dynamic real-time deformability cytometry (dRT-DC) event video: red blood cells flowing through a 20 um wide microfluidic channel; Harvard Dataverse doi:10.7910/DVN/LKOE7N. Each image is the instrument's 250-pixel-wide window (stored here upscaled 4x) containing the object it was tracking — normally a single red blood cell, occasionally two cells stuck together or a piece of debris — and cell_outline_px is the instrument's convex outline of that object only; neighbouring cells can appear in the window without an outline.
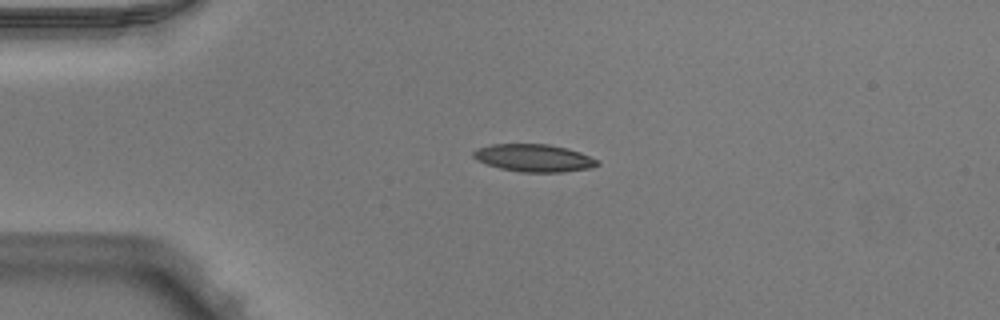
{"species": "Egyptian fruit bat (a non-hibernating species)", "species_latin": "Rousettus aegyptiacus", "temperature_condition": "warm", "stored_images_in_passage": 40, "camera_frame_rate_fps": 3000, "um_per_image_px": 0.085, "animal": {"sex": "male"}, "frame": {"image": 1, "passage_image": 1, "time_ms": 0.0, "image_size_px": [1000, 320], "cell_outline_px": [[600, 164], [592, 168], [564, 172], [520, 172], [500, 168], [476, 160], [472, 156], [472, 152], [476, 148], [492, 144], [548, 144], [568, 148], [580, 152], [596, 160]], "centroid_in_image_um": [45.36, 13.42], "position_along_channel_um": 39.6, "area_um2": 19.94}}
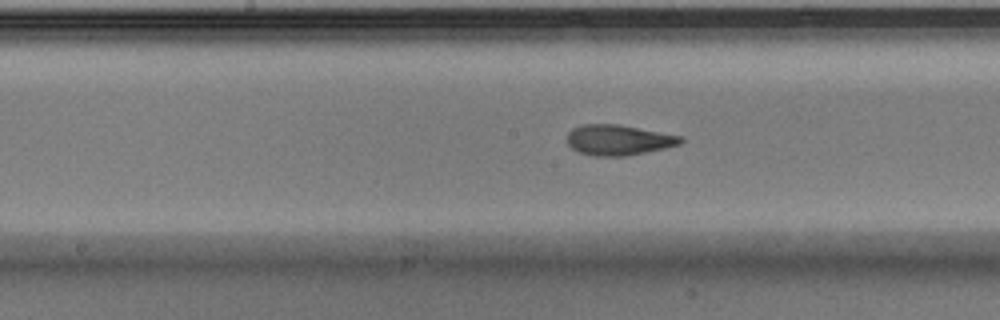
{"frame": {"image": 2, "passage_image": 15, "time_ms": 4.667, "image_size_px": [1000, 320], "cell_outline_px": [[684, 140], [680, 144], [664, 148], [628, 156], [592, 156], [580, 152], [572, 148], [568, 144], [568, 132], [572, 128], [580, 124], [620, 124], [684, 136]], "centroid_in_image_um": [52.59, 11.89], "position_along_channel_um": 195.6, "area_um2": 20.35}}
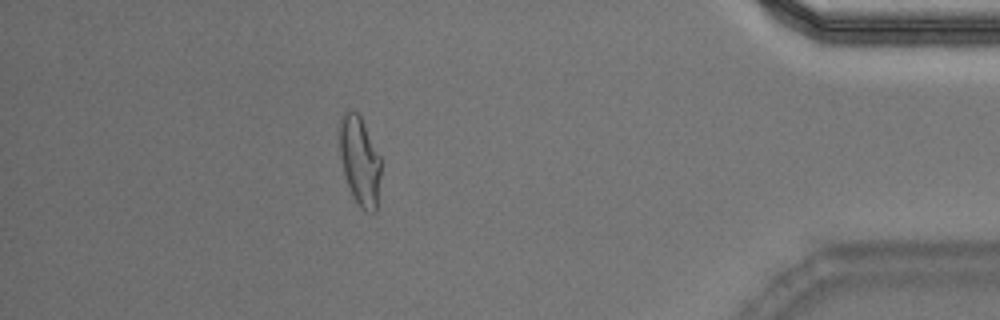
{"frame": {"image": 3, "passage_image": 34, "time_ms": 11.0, "image_size_px": [1000, 320], "cell_outline_px": [[380, 176], [376, 212], [372, 212], [360, 208], [348, 184], [344, 172], [340, 156], [340, 116], [348, 108], [352, 108], [360, 116], [380, 156]], "centroid_in_image_um": [30.57, 13.62], "position_along_channel_um": 404.6, "area_um2": 21.1}, "authors_computed_cell_mechanics": {"area_um2": 20.3456, "velocity_mm_per_s": 3.9843, "shape_relaxation_time_tau1_ms": 5.8548, "shape_relaxation_time_tau2_ms": 1.6702, "deformation_change_tau1": 0.1957, "deformation_change_tau2": 0.092}}